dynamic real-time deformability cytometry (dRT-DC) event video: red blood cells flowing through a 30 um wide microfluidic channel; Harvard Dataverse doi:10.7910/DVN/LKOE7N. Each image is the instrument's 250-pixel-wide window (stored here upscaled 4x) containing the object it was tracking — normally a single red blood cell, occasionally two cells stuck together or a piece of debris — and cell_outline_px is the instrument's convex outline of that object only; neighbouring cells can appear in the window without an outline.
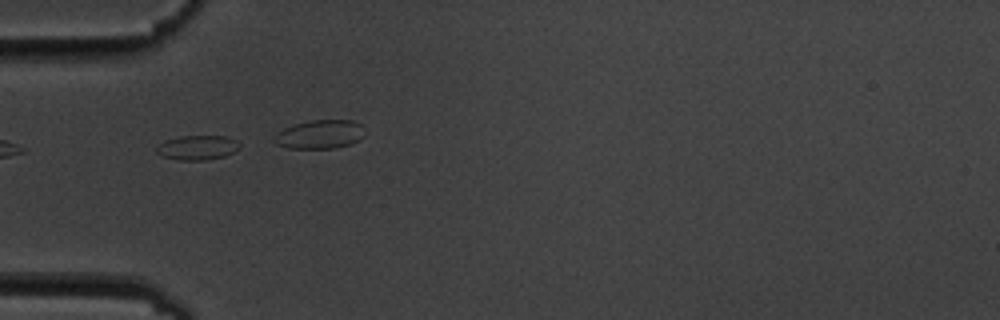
{"species": "common noctule bat (a hibernating species)", "species_latin": "Nyctalus noctula", "temperature_condition": "cold", "stored_images_in_passage": 3, "camera_frame_rate_fps": 3000, "um_per_image_px": 0.085, "animal": {"sex": "male", "body_mass_g": 19.5, "forearm_length_mm": 54.6}, "frame": {"image": 1, "passage_image": 1, "time_ms": 0.0, "image_size_px": [1000, 320], "cell_outline_px": [[240, 148], [224, 156], [208, 160], [180, 160], [160, 156], [156, 152], [156, 148], [164, 140], [180, 136], [228, 136], [236, 140], [240, 144]], "centroid_in_image_um": [16.77, 12.54], "position_along_channel_um": 68.2, "area_um2": 11.96}}
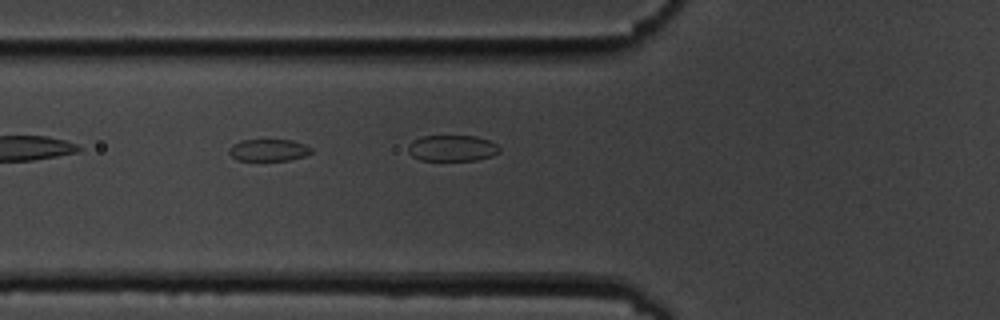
{"frame": {"image": 2, "passage_image": 2, "time_ms": 1.0, "image_size_px": [1000, 320], "cell_outline_px": [[312, 152], [304, 156], [288, 160], [236, 160], [228, 152], [232, 144], [240, 140], [292, 140], [304, 144], [312, 148]], "centroid_in_image_um": [22.82, 12.75], "position_along_channel_um": 103.0, "area_um2": 10.46}}